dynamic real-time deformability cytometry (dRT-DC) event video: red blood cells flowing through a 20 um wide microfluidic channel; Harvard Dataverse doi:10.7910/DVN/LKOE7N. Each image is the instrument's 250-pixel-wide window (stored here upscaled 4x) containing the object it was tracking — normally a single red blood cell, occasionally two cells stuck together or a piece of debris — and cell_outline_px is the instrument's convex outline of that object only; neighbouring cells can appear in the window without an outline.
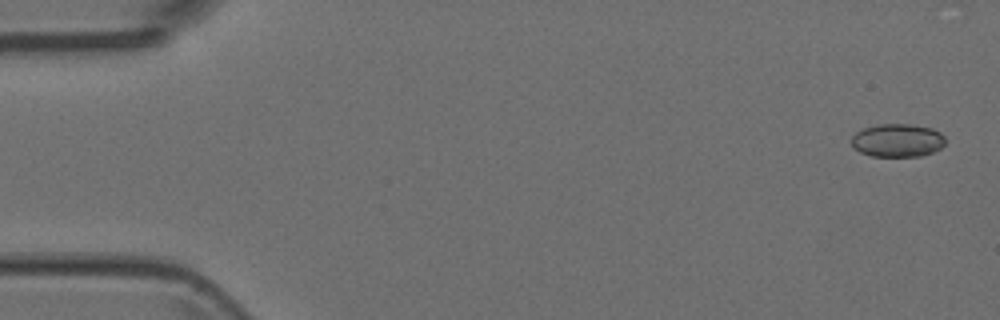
{"species": "Egyptian fruit bat (a non-hibernating species)", "species_latin": "Rousettus aegyptiacus", "temperature_condition": "room temperature", "stored_images_in_passage": 6, "camera_frame_rate_fps": 3000, "um_per_image_px": 0.085, "animal": {"sex": "female"}, "frame": {"image": 1, "passage_image": 1, "time_ms": 0.0, "image_size_px": [1000, 320], "cell_outline_px": [[944, 144], [940, 148], [932, 152], [920, 156], [872, 156], [860, 152], [852, 148], [852, 136], [856, 132], [864, 128], [880, 124], [912, 124], [932, 128], [940, 132], [944, 136]], "centroid_in_image_um": [76.27, 11.93], "position_along_channel_um": 8.7, "area_um2": 18.15}}
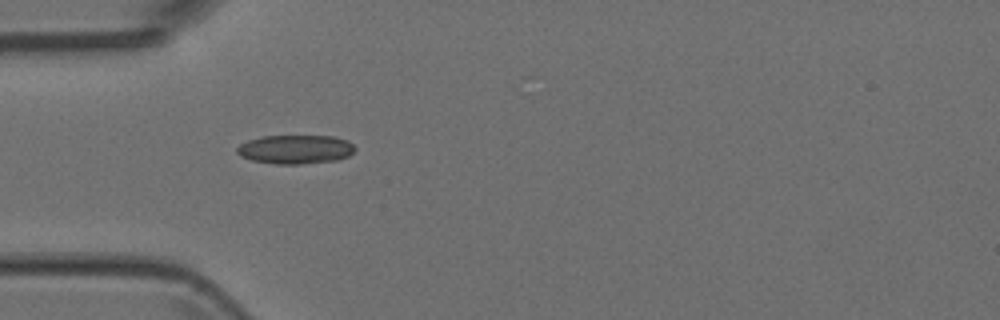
{"frame": {"image": 2, "passage_image": 5, "time_ms": 1.333, "image_size_px": [1000, 320], "cell_outline_px": [[356, 148], [348, 156], [336, 160], [300, 164], [276, 164], [252, 160], [240, 156], [236, 152], [236, 148], [240, 144], [248, 140], [264, 136], [332, 136], [348, 140]], "centroid_in_image_um": [25.1, 12.69], "position_along_channel_um": 59.9, "area_um2": 19.83}}
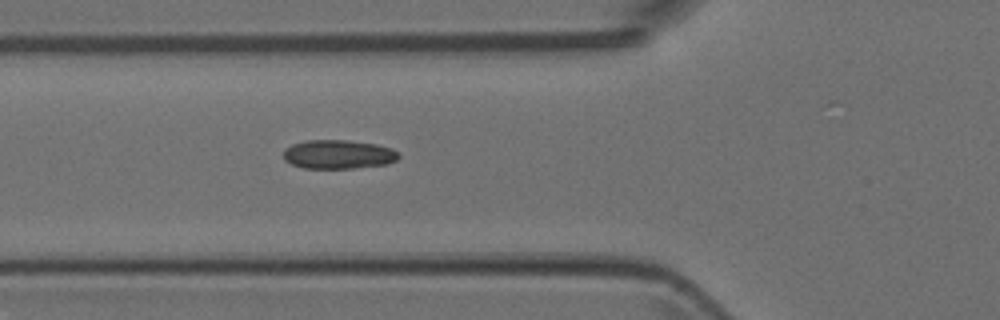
{"frame": {"image": 3, "passage_image": 6, "time_ms": 1.667, "image_size_px": [1000, 320], "cell_outline_px": [[400, 156], [396, 160], [388, 164], [352, 168], [304, 168], [292, 164], [284, 160], [284, 148], [292, 144], [308, 140], [348, 140], [376, 144], [392, 148], [400, 152]], "centroid_in_image_um": [28.78, 13.11], "position_along_channel_um": 97.0, "area_um2": 19.54}}